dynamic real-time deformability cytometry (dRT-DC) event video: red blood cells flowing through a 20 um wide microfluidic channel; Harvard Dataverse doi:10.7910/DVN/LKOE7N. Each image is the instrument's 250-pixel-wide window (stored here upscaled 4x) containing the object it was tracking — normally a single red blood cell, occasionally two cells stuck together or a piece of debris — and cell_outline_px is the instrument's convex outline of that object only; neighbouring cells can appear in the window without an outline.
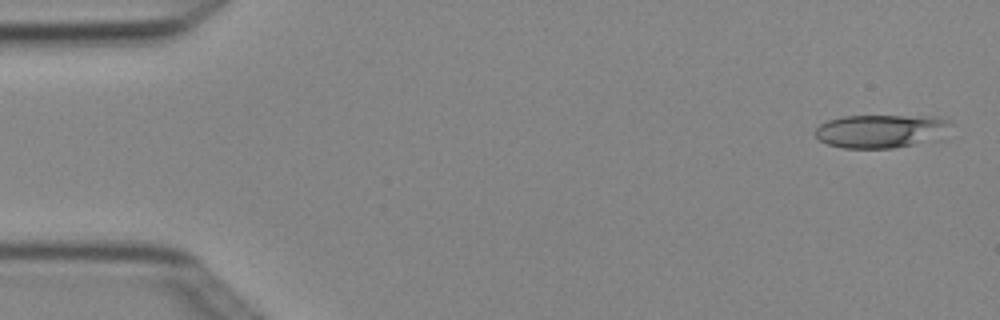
{"species": "Egyptian fruit bat (a non-hibernating species)", "species_latin": "Rousettus aegyptiacus", "temperature_condition": "cold", "stored_images_in_passage": 4, "camera_frame_rate_fps": 3000, "um_per_image_px": 0.085, "animal": {"sex": "female"}, "frame": {"image": 1, "passage_image": 1, "time_ms": 0.0, "image_size_px": [1000, 320], "cell_outline_px": [[952, 124], [940, 140], [896, 148], [844, 148], [828, 144], [820, 140], [816, 136], [816, 128], [820, 124], [828, 120], [840, 116], [936, 116], [952, 120]], "centroid_in_image_um": [74.97, 11.14], "position_along_channel_um": 10.0, "area_um2": 26.88}}
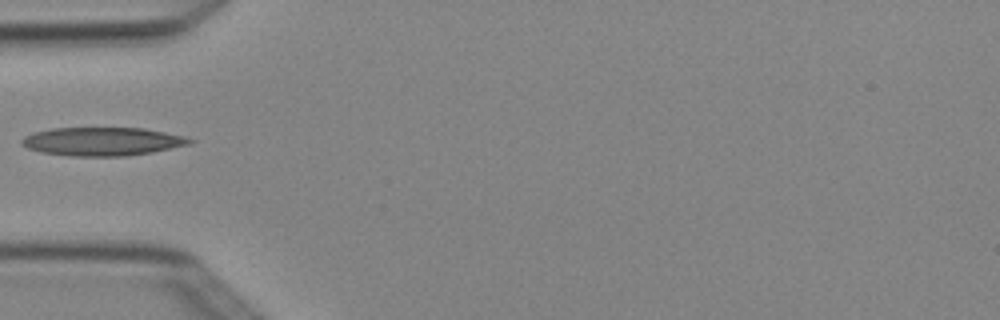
{"frame": {"image": 2, "passage_image": 4, "time_ms": 1.0, "image_size_px": [1000, 320], "cell_outline_px": [[196, 140], [192, 144], [152, 152], [124, 156], [72, 156], [40, 152], [28, 148], [20, 144], [20, 140], [24, 136], [32, 132], [52, 128], [144, 128], [184, 136]], "centroid_in_image_um": [8.69, 12.02], "position_along_channel_um": 76.3, "area_um2": 27.98}}